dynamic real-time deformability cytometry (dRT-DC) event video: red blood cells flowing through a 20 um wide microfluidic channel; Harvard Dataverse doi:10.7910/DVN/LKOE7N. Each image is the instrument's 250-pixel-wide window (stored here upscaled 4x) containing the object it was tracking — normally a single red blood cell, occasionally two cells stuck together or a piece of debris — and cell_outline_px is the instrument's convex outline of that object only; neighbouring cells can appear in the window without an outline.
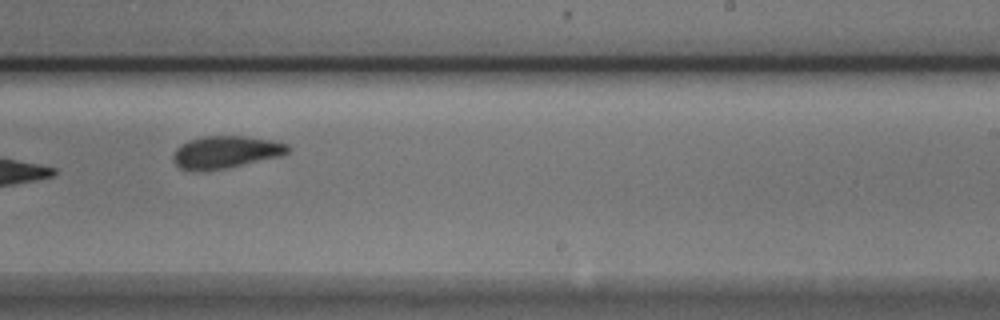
{"species": "Egyptian fruit bat (a non-hibernating species)", "species_latin": "Rousettus aegyptiacus", "temperature_condition": "cold", "stored_images_in_passage": 11, "camera_frame_rate_fps": 3000, "um_per_image_px": 0.085, "animal": {"sex": "male"}, "frame": {"image": 1, "passage_image": 10, "time_ms": 3.0, "image_size_px": [1000, 320], "cell_outline_px": [[292, 148], [288, 152], [280, 156], [228, 168], [180, 168], [176, 164], [172, 156], [176, 148], [180, 144], [188, 140], [204, 136], [248, 136], [272, 140], [288, 144]], "centroid_in_image_um": [19.25, 12.88], "position_along_channel_um": 269.8, "area_um2": 21.21}}
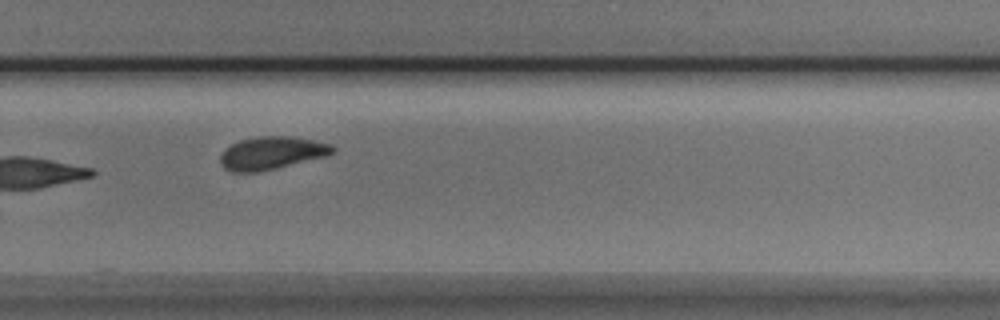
{"frame": {"image": 2, "passage_image": 11, "time_ms": 3.333, "image_size_px": [1000, 320], "cell_outline_px": [[336, 152], [328, 156], [276, 168], [256, 172], [232, 172], [224, 168], [220, 164], [220, 156], [224, 148], [240, 140], [256, 136], [292, 136], [332, 144], [336, 148]], "centroid_in_image_um": [23.11, 13.0], "position_along_channel_um": 306.7, "area_um2": 21.73}}